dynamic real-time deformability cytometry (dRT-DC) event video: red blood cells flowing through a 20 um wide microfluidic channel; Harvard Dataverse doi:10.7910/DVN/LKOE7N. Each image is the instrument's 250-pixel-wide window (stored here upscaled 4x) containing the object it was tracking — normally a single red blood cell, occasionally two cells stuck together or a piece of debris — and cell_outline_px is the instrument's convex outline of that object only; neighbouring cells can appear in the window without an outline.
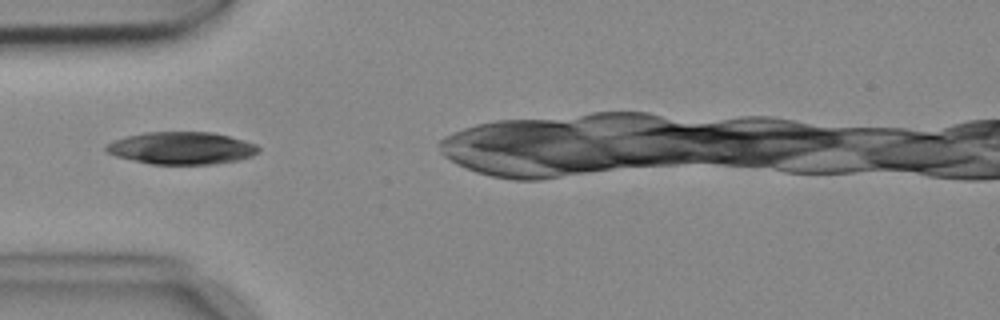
{"species": "common noctule bat (a hibernating species)", "species_latin": "Nyctalus noctula", "temperature_condition": "cold", "stored_images_in_passage": 1, "camera_frame_rate_fps": 3000, "um_per_image_px": 0.085, "animal": {"sex": "female", "body_mass_g": 18.4}, "frame": {"image": 1, "passage_image": 1, "time_ms": 0.0, "image_size_px": [1000, 320], "cell_outline_px": [[260, 148], [252, 156], [236, 160], [212, 164], [152, 164], [116, 156], [108, 152], [104, 148], [108, 144], [116, 140], [128, 136], [144, 132], [212, 132], [228, 136], [256, 144]], "centroid_in_image_um": [15.44, 12.58], "position_along_channel_um": 69.6, "area_um2": 28.32}}